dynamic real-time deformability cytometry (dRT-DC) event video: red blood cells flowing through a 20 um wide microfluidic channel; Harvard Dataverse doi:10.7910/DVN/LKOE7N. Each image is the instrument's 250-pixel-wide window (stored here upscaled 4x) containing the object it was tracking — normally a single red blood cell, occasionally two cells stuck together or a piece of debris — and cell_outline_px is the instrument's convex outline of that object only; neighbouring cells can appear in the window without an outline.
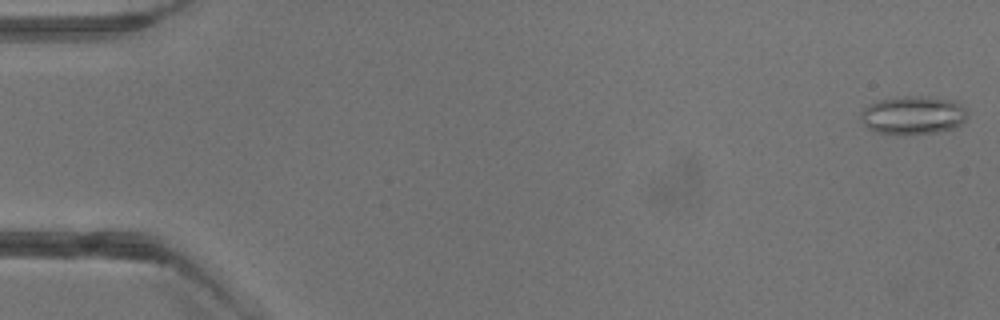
{"species": "common noctule bat (a hibernating species)", "species_latin": "Nyctalus noctula", "temperature_condition": "warm", "stored_images_in_passage": 3, "camera_frame_rate_fps": 3000, "um_per_image_px": 0.085, "animal": {"sex": "male", "body_mass_g": 13.3}, "frame": {"image": 1, "passage_image": 1, "time_ms": 0.0, "image_size_px": [1000, 320], "cell_outline_px": [[968, 116], [956, 128], [936, 132], [876, 132], [868, 128], [860, 120], [860, 112], [868, 104], [880, 100], [904, 96], [908, 96], [952, 100], [968, 108]], "centroid_in_image_um": [77.62, 9.77], "position_along_channel_um": 7.4, "area_um2": 23.24}}